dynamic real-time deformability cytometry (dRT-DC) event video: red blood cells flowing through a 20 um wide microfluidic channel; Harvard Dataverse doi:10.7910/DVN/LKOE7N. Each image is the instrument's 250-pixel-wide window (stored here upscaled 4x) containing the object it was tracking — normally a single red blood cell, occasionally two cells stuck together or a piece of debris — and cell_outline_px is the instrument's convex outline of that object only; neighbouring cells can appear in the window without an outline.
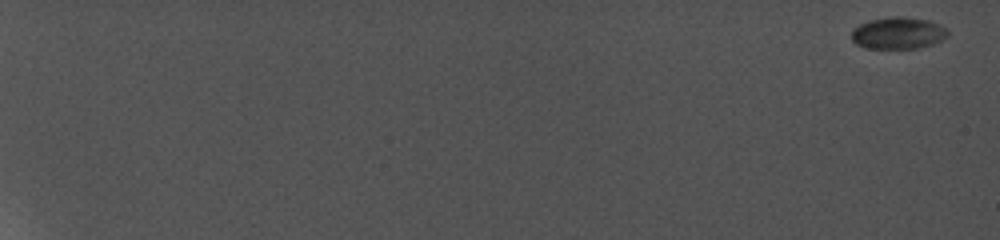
{"species": "common noctule bat (a hibernating species)", "species_latin": "Nyctalus noctula", "temperature_condition": "cold", "stored_images_in_passage": 13, "camera_frame_rate_fps": 5000, "um_per_image_px": 0.085, "animal": {"sex": "female", "body_mass_g": 19.0, "forearm_length_mm": 56.7}, "frame": {"image": 1, "passage_image": 1, "time_ms": 0.0, "image_size_px": [1000, 240], "cell_outline_px": [[948, 36], [932, 44], [920, 48], [864, 48], [856, 44], [852, 40], [852, 28], [868, 20], [892, 16], [900, 16], [928, 20], [940, 24], [948, 28]], "centroid_in_image_um": [76.34, 2.8], "position_along_channel_um": 8.7, "area_um2": 18.03}}
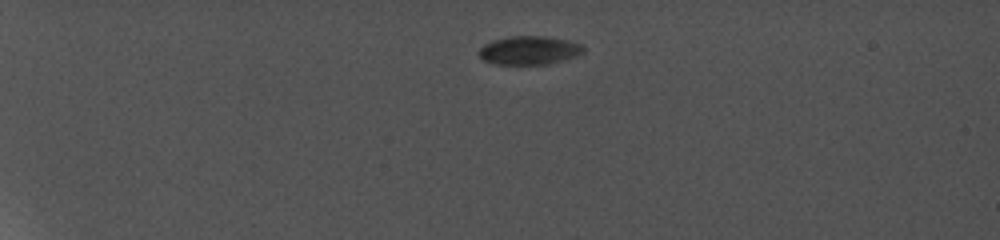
{"frame": {"image": 2, "passage_image": 7, "time_ms": 5.4, "image_size_px": [1000, 240], "cell_outline_px": [[584, 52], [576, 56], [548, 64], [492, 64], [484, 60], [480, 56], [480, 48], [484, 44], [492, 40], [508, 36], [544, 36], [568, 40], [580, 44], [584, 48]], "centroid_in_image_um": [44.97, 4.27], "position_along_channel_um": 40.0, "area_um2": 17.34}}
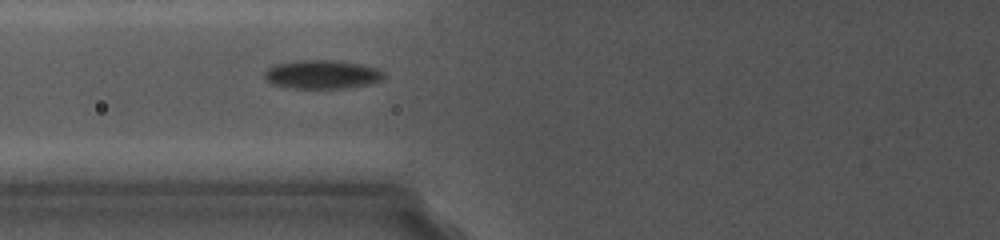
{"frame": {"image": 3, "passage_image": 12, "time_ms": 9.4, "image_size_px": [1000, 240], "cell_outline_px": [[384, 76], [380, 80], [364, 84], [340, 88], [296, 88], [276, 84], [268, 80], [264, 76], [264, 72], [272, 64], [296, 60], [336, 60], [360, 64], [380, 68], [384, 72]], "centroid_in_image_um": [27.36, 6.29], "position_along_channel_um": 98.4, "area_um2": 19.71}}